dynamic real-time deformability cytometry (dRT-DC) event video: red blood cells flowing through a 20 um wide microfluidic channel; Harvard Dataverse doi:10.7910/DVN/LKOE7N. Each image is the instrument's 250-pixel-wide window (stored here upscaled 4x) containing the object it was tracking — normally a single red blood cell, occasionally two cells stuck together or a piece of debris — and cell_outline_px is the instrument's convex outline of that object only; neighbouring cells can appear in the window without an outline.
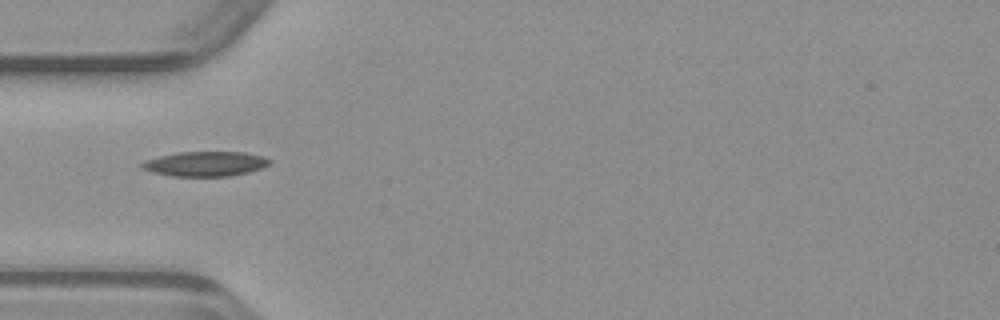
{"species": "common noctule bat (a hibernating species)", "species_latin": "Nyctalus noctula", "temperature_condition": "warm", "stored_images_in_passage": 35, "camera_frame_rate_fps": 3000, "um_per_image_px": 0.085, "animal": {"sex": "male", "body_mass_g": 23.1, "forearm_length_mm": 52.7}, "frame": {"image": 1, "passage_image": 1, "time_ms": 0.0, "image_size_px": [1000, 320], "cell_outline_px": [[272, 164], [248, 172], [228, 176], [172, 176], [152, 172], [144, 168], [140, 164], [148, 160], [160, 156], [176, 152], [244, 152], [264, 156], [272, 160]], "centroid_in_image_um": [17.51, 13.92], "position_along_channel_um": 67.5, "area_um2": 18.32}}
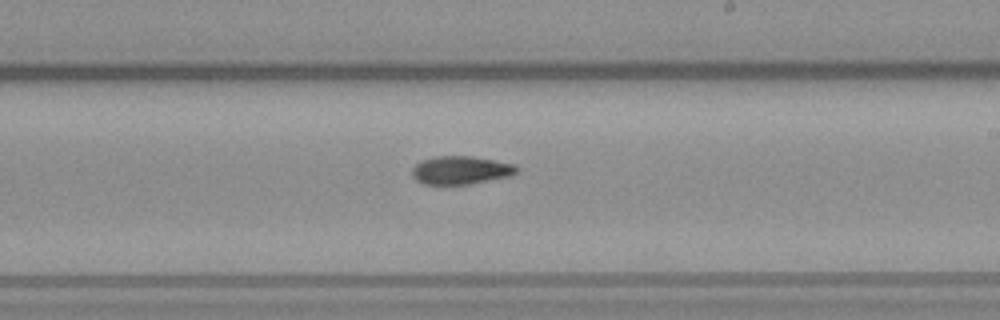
{"frame": {"image": 2, "passage_image": 14, "time_ms": 4.333, "image_size_px": [1000, 320], "cell_outline_px": [[520, 168], [512, 176], [468, 184], [424, 184], [416, 180], [412, 176], [412, 168], [420, 160], [436, 156], [472, 156], [516, 164]], "centroid_in_image_um": [39.18, 14.46], "position_along_channel_um": 249.8, "area_um2": 17.34}}
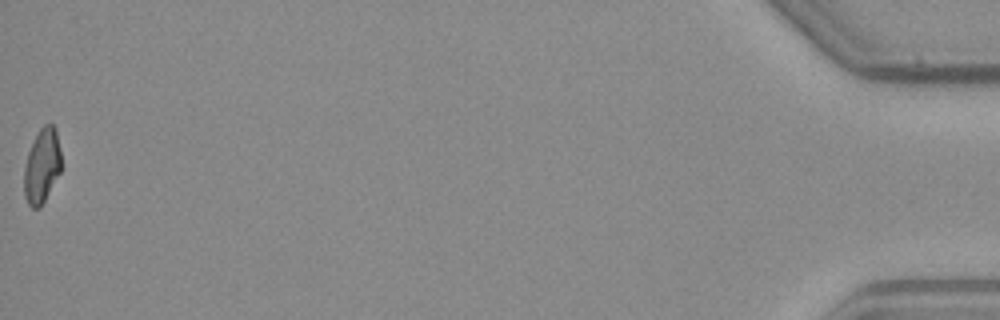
{"frame": {"image": 3, "passage_image": 35, "time_ms": 11.333, "image_size_px": [1000, 320], "cell_outline_px": [[60, 172], [40, 208], [32, 208], [28, 204], [24, 196], [24, 168], [28, 152], [40, 128], [44, 124], [52, 124], [56, 128], [60, 152]], "centroid_in_image_um": [3.55, 14.11], "position_along_channel_um": 431.6, "area_um2": 15.95}}